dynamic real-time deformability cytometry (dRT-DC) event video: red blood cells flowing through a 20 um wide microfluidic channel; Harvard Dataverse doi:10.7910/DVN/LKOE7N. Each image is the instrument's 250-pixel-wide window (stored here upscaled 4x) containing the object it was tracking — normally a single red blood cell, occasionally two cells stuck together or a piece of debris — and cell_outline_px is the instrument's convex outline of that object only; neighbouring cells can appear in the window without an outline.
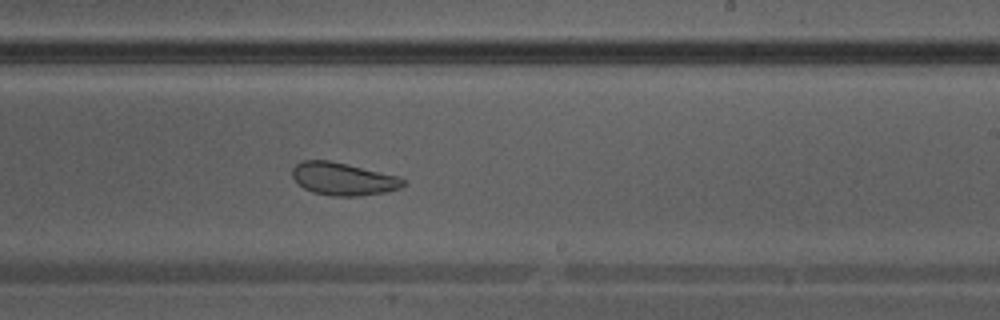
{"species": "Egyptian fruit bat (a non-hibernating species)", "species_latin": "Rousettus aegyptiacus", "temperature_condition": "warm", "stored_images_in_passage": 21, "camera_frame_rate_fps": 3000, "um_per_image_px": 0.085, "animal": {"sex": "male"}, "frame": {"image": 1, "passage_image": 12, "time_ms": 3.667, "image_size_px": [1000, 320], "cell_outline_px": [[408, 184], [400, 188], [384, 192], [360, 196], [332, 196], [312, 192], [304, 188], [292, 176], [292, 168], [300, 160], [328, 160], [400, 176], [408, 180]], "centroid_in_image_um": [29.21, 15.21], "position_along_channel_um": 259.8, "area_um2": 21.27}}